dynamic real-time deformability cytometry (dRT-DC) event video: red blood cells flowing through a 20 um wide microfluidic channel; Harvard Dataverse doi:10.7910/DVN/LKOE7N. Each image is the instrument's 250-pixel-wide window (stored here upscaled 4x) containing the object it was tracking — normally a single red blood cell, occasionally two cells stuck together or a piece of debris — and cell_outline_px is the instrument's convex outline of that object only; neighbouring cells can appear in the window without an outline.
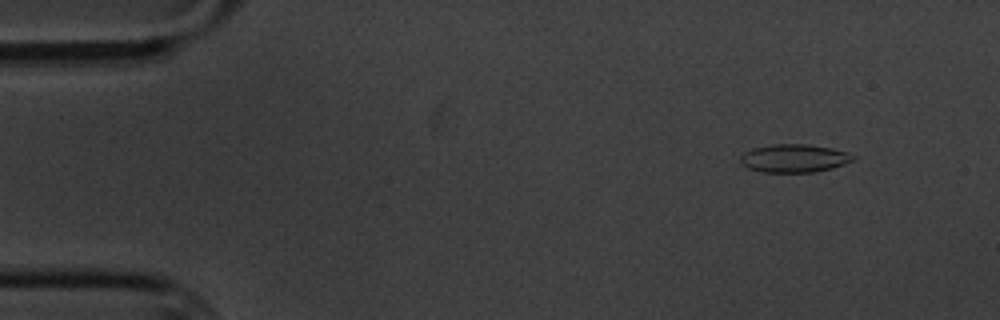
{"species": "common noctule bat (a hibernating species)", "species_latin": "Nyctalus noctula", "temperature_condition": "cold", "stored_images_in_passage": 4, "camera_frame_rate_fps": 3000, "um_per_image_px": 0.085, "animal": {"sex": "male", "body_mass_g": 20.1, "forearm_length_mm": 53.5}, "frame": {"image": 1, "passage_image": 2, "time_ms": 1.0, "image_size_px": [1000, 320], "cell_outline_px": [[856, 156], [852, 160], [844, 164], [832, 168], [816, 172], [764, 172], [748, 168], [740, 164], [740, 156], [744, 152], [752, 148], [772, 144], [804, 144], [832, 148], [848, 152]], "centroid_in_image_um": [67.48, 13.45], "position_along_channel_um": 17.5, "area_um2": 18.55}}